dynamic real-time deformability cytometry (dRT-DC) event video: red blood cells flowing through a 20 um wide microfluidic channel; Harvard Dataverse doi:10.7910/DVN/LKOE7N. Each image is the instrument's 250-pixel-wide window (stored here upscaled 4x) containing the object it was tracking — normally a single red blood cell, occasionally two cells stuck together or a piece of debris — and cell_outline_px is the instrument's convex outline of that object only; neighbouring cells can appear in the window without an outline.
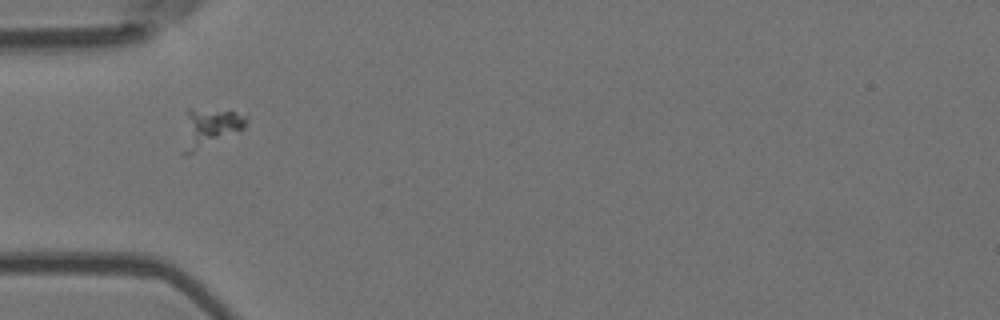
{"species": "Egyptian fruit bat (a non-hibernating species)", "species_latin": "Rousettus aegyptiacus", "temperature_condition": "room temperature", "stored_images_in_passage": 7, "camera_frame_rate_fps": 3000, "um_per_image_px": 0.085, "animal": {"sex": "female"}, "frame": {"image": 1, "passage_image": 3, "time_ms": 0.667, "image_size_px": [1000, 320], "cell_outline_px": [[248, 116], [244, 128], [188, 156], [184, 156], [180, 152], [188, 108], [236, 112]], "centroid_in_image_um": [17.76, 10.91], "position_along_channel_um": 67.2, "area_um2": 14.39}}
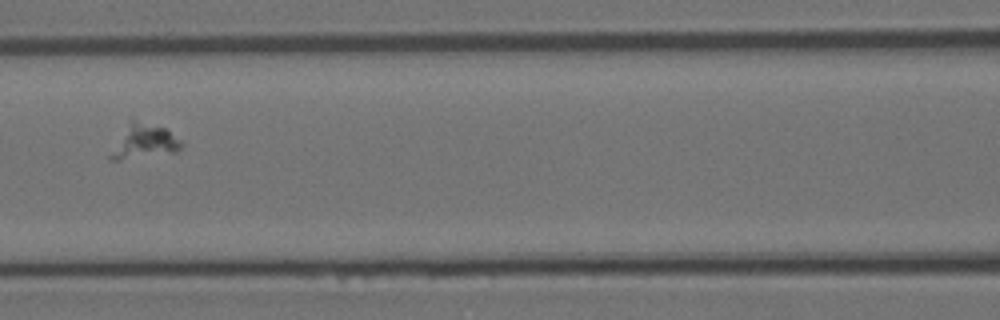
{"frame": {"image": 2, "passage_image": 5, "time_ms": 1.333, "image_size_px": [1000, 320], "cell_outline_px": [[184, 144], [176, 152], [116, 160], [108, 160], [108, 156], [132, 120], [164, 128], [180, 140]], "centroid_in_image_um": [12.27, 12.08], "position_along_channel_um": 154.3, "area_um2": 13.24}}
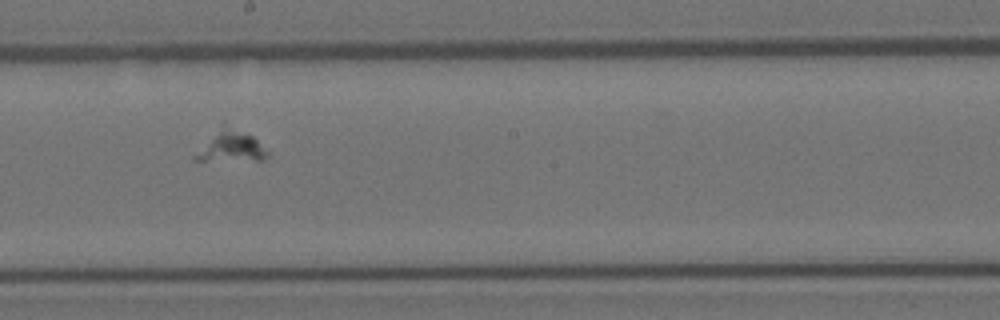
{"frame": {"image": 3, "passage_image": 7, "time_ms": 2.0, "image_size_px": [1000, 320], "cell_outline_px": [[268, 156], [264, 160], [192, 160], [192, 156], [220, 132], [232, 132], [252, 136], [268, 152]], "centroid_in_image_um": [19.69, 12.62], "position_along_channel_um": 228.5, "area_um2": 11.21}}